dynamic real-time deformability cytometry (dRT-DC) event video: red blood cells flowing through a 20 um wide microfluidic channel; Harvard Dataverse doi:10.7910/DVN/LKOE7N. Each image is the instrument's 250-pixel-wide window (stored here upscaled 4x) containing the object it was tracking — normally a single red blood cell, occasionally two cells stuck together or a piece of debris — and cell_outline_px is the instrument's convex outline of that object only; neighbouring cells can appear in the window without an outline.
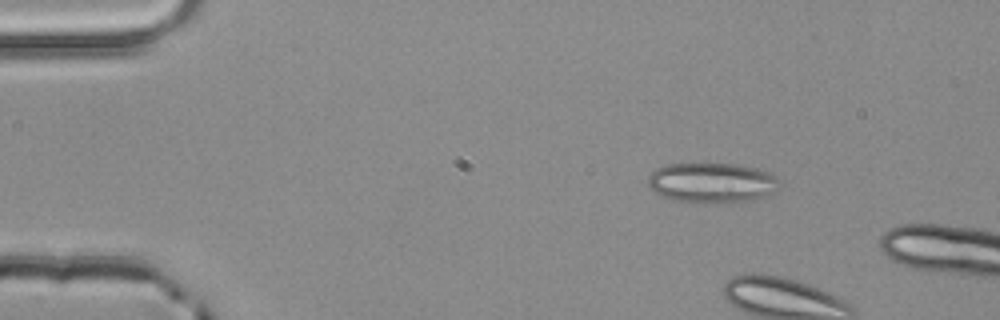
{"species": "common noctule bat (a hibernating species)", "species_latin": "Nyctalus noctula", "temperature_condition": "room temperature", "stored_images_in_passage": 4, "camera_frame_rate_fps": 3000, "um_per_image_px": 0.085, "animal": {"sex": "male", "body_mass_g": 20.4}, "frame": {"image": 1, "passage_image": 1, "time_ms": 0.0, "image_size_px": [1000, 320], "cell_outline_px": [[780, 180], [776, 188], [772, 192], [752, 200], [708, 204], [696, 204], [672, 200], [660, 196], [648, 184], [648, 176], [656, 168], [664, 164], [736, 164], [756, 168], [768, 172], [776, 176]], "centroid_in_image_um": [60.46, 15.55], "position_along_channel_um": 24.5, "area_um2": 30.92}}